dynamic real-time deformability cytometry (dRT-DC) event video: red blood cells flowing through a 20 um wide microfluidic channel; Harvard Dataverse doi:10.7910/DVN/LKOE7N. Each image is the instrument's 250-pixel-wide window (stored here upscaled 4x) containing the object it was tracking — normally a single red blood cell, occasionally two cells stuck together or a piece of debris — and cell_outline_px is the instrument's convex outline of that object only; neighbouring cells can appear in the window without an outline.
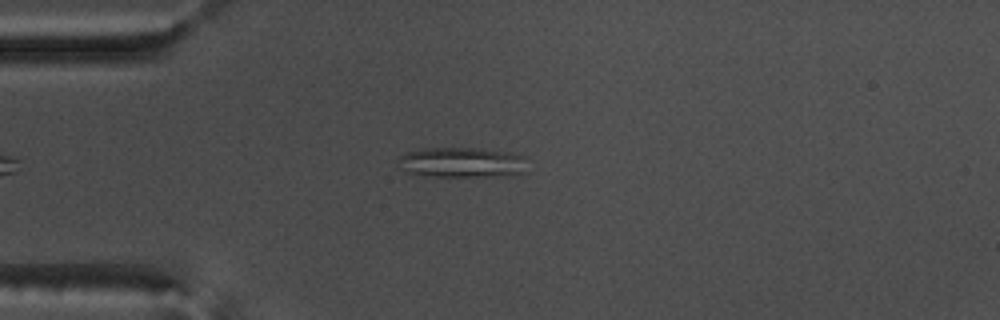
{"species": "common noctule bat (a hibernating species)", "species_latin": "Nyctalus noctula", "temperature_condition": "warm", "stored_images_in_passage": 45, "camera_frame_rate_fps": 3000, "um_per_image_px": 0.085, "animal": {"sex": "male", "body_mass_g": 17.5, "forearm_length_mm": 52.3}, "frame": {"image": 1, "passage_image": 5, "time_ms": 1.333, "image_size_px": [1000, 320], "cell_outline_px": [[528, 172], [512, 176], [436, 176], [408, 172], [400, 168], [400, 156], [408, 152], [424, 148], [472, 148], [512, 152], [524, 156]], "centroid_in_image_um": [39.37, 13.81], "position_along_channel_um": 45.6, "area_um2": 22.77}}
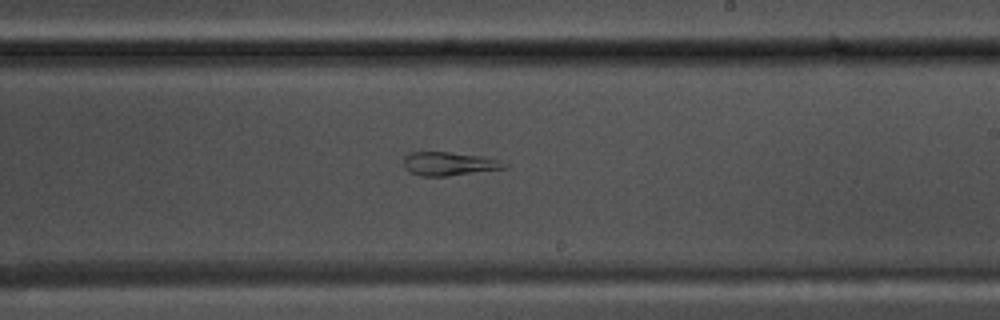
{"frame": {"image": 2, "passage_image": 23, "time_ms": 7.333, "image_size_px": [1000, 320], "cell_outline_px": [[512, 164], [508, 168], [448, 176], [424, 176], [408, 172], [404, 168], [404, 156], [408, 152], [448, 152], [480, 156], [500, 160]], "centroid_in_image_um": [38.2, 13.92], "position_along_channel_um": 250.8, "area_um2": 14.05}}
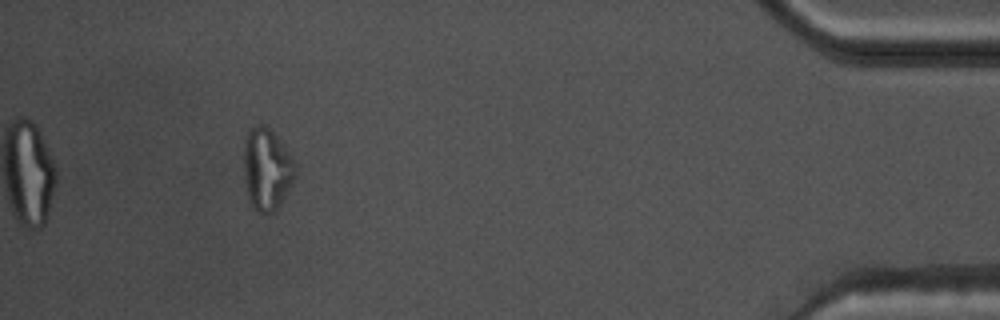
{"frame": {"image": 3, "passage_image": 41, "time_ms": 13.333, "image_size_px": [1000, 320], "cell_outline_px": [[296, 176], [280, 204], [272, 212], [260, 212], [248, 200], [244, 172], [244, 140], [248, 128], [260, 124], [268, 128], [276, 136], [288, 152], [296, 164]], "centroid_in_image_um": [22.67, 14.35], "position_along_channel_um": 412.5, "area_um2": 24.28}, "authors_computed_cell_mechanics": {"area_um2": 19.7676, "velocity_mm_per_s": 3.7153, "shape_relaxation_time_tau1_ms": null, "shape_relaxation_time_tau2_ms": 2.1868, "deformation_change_tau1": null, "deformation_change_tau2": 0.0672}}